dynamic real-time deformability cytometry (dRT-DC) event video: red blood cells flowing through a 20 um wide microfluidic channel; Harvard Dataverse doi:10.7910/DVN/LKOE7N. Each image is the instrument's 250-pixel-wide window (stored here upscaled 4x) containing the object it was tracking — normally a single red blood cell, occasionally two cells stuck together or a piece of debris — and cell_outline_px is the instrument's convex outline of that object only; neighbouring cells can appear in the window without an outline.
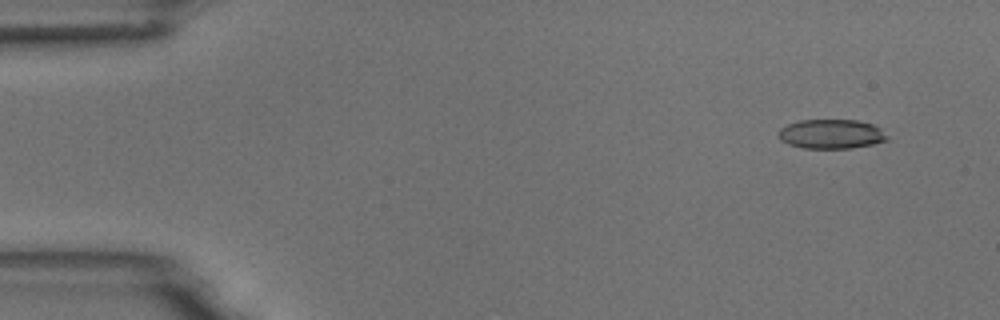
{"species": "common noctule bat (a hibernating species)", "species_latin": "Nyctalus noctula", "temperature_condition": "room temperature", "stored_images_in_passage": 9, "camera_frame_rate_fps": 3000, "um_per_image_px": 0.085, "animal": {"sex": "male", "body_mass_g": 18.8}, "frame": {"image": 1, "passage_image": 1, "time_ms": 0.0, "image_size_px": [1000, 320], "cell_outline_px": [[888, 140], [872, 144], [852, 148], [804, 148], [788, 144], [780, 140], [780, 128], [788, 124], [800, 120], [856, 120], [872, 124], [880, 128], [888, 136]], "centroid_in_image_um": [70.67, 11.39], "position_along_channel_um": 14.3, "area_um2": 18.5}}
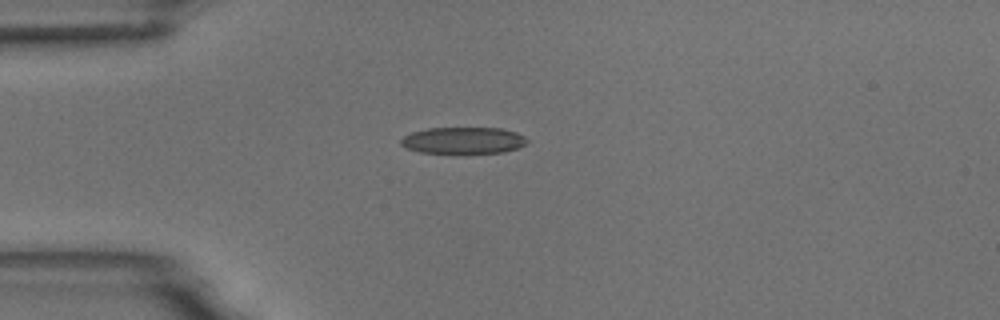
{"frame": {"image": 2, "passage_image": 3, "time_ms": 3.333, "image_size_px": [1000, 320], "cell_outline_px": [[528, 140], [520, 148], [504, 152], [420, 152], [408, 148], [400, 144], [400, 140], [404, 136], [412, 132], [428, 128], [500, 128], [516, 132], [524, 136]], "centroid_in_image_um": [39.4, 11.92], "position_along_channel_um": 45.6, "area_um2": 19.25}}
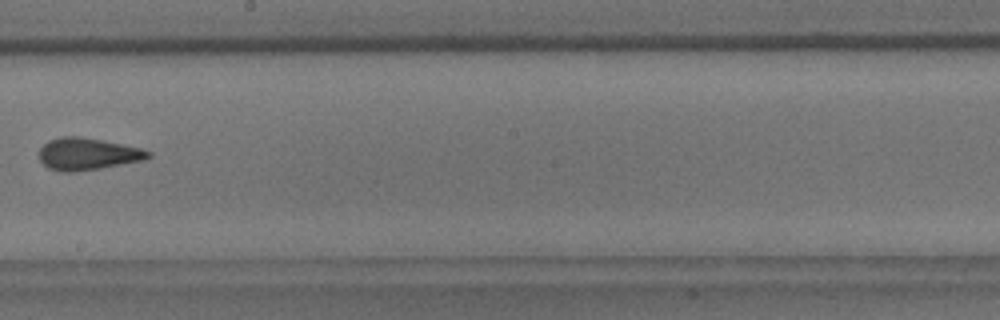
{"frame": {"image": 3, "passage_image": 8, "time_ms": 9.0, "image_size_px": [1000, 320], "cell_outline_px": [[152, 156], [144, 160], [100, 168], [72, 172], [64, 172], [48, 168], [40, 160], [40, 148], [48, 140], [60, 136], [80, 136], [140, 148], [152, 152]], "centroid_in_image_um": [7.43, 13.08], "position_along_channel_um": 240.8, "area_um2": 20.23}}